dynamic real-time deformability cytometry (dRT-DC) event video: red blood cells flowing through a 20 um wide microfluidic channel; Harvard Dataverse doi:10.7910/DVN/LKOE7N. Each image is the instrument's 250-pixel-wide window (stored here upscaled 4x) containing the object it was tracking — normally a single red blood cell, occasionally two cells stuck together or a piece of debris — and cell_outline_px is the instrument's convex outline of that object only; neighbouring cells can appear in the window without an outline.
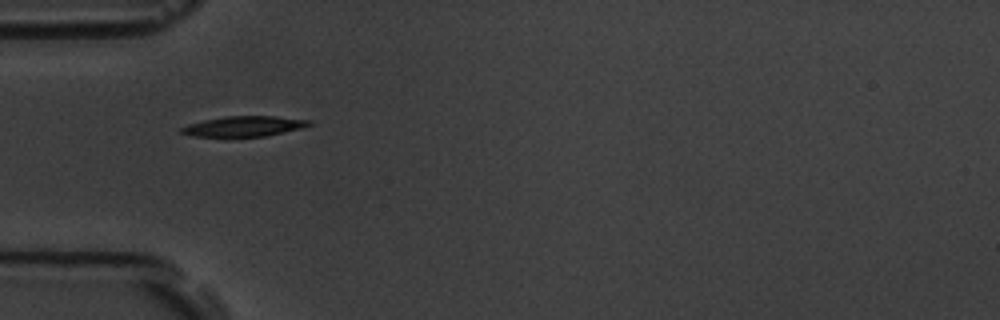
{"species": "common noctule bat (a hibernating species)", "species_latin": "Nyctalus noctula", "temperature_condition": "room temperature", "stored_images_in_passage": 3, "camera_frame_rate_fps": 3000, "um_per_image_px": 0.085, "animal": {"sex": "male", "body_mass_g": 19.5, "forearm_length_mm": 54.6}, "frame": {"image": 1, "passage_image": 1, "time_ms": 0.0, "image_size_px": [1000, 320], "cell_outline_px": [[312, 124], [300, 128], [264, 136], [228, 140], [192, 136], [180, 132], [180, 128], [188, 124], [204, 120], [224, 116], [276, 116], [312, 120]], "centroid_in_image_um": [20.64, 10.78], "position_along_channel_um": 64.4, "area_um2": 15.95}}
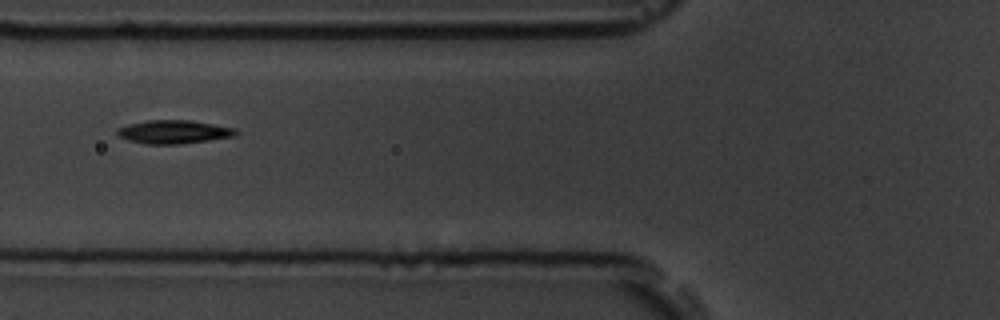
{"frame": {"image": 2, "passage_image": 2, "time_ms": 1.333, "image_size_px": [1000, 320], "cell_outline_px": [[240, 132], [236, 136], [180, 144], [144, 144], [128, 140], [120, 136], [116, 132], [116, 128], [128, 124], [148, 120], [192, 120], [236, 128]], "centroid_in_image_um": [14.79, 11.2], "position_along_channel_um": 111.0, "area_um2": 16.36}}
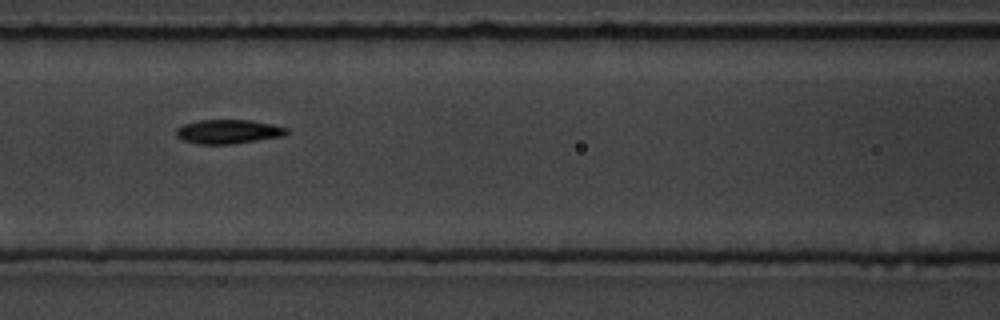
{"frame": {"image": 3, "passage_image": 3, "time_ms": 2.333, "image_size_px": [1000, 320], "cell_outline_px": [[288, 132], [284, 136], [232, 144], [196, 144], [184, 140], [176, 136], [176, 128], [184, 124], [200, 120], [248, 120], [272, 124], [288, 128]], "centroid_in_image_um": [19.4, 11.19], "position_along_channel_um": 147.2, "area_um2": 15.49}}